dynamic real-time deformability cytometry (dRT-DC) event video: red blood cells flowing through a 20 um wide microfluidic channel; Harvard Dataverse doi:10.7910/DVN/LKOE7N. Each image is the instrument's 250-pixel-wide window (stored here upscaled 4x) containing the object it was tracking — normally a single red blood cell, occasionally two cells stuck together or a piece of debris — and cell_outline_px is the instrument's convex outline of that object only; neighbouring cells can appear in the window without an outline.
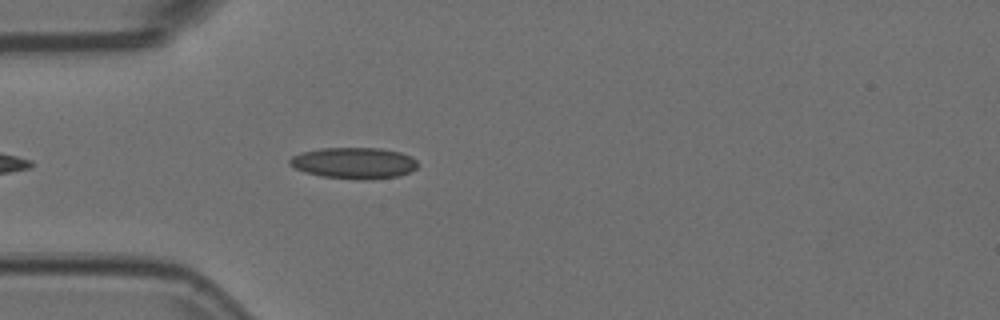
{"species": "Egyptian fruit bat (a non-hibernating species)", "species_latin": "Rousettus aegyptiacus", "temperature_condition": "room temperature", "stored_images_in_passage": 25, "camera_frame_rate_fps": 3000, "um_per_image_px": 0.085, "animal": {"sex": "female"}, "frame": {"image": 1, "passage_image": 5, "time_ms": 1.333, "image_size_px": [1000, 320], "cell_outline_px": [[420, 164], [412, 172], [396, 176], [372, 180], [360, 180], [320, 176], [304, 172], [288, 164], [288, 160], [292, 156], [300, 152], [320, 148], [380, 148], [400, 152], [412, 156]], "centroid_in_image_um": [30.1, 13.86], "position_along_channel_um": 54.9, "area_um2": 23.7}}
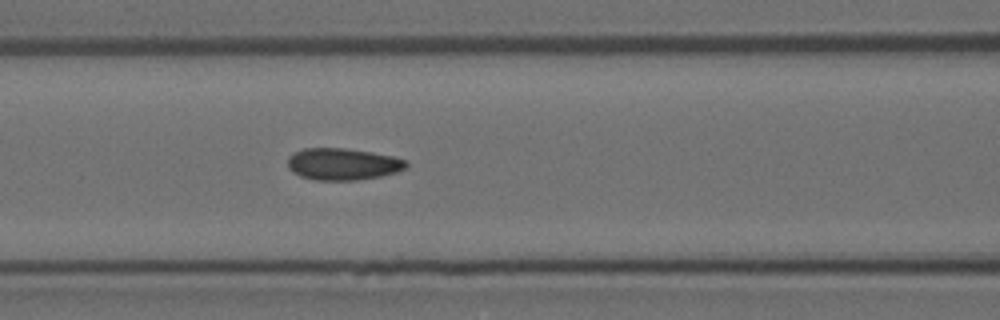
{"frame": {"image": 2, "passage_image": 12, "time_ms": 3.667, "image_size_px": [1000, 320], "cell_outline_px": [[408, 168], [396, 172], [380, 176], [356, 180], [316, 180], [300, 176], [292, 172], [288, 168], [288, 156], [304, 148], [344, 148], [372, 152], [392, 156], [408, 160]], "centroid_in_image_um": [29.15, 13.95], "position_along_channel_um": 137.4, "area_um2": 22.08}}
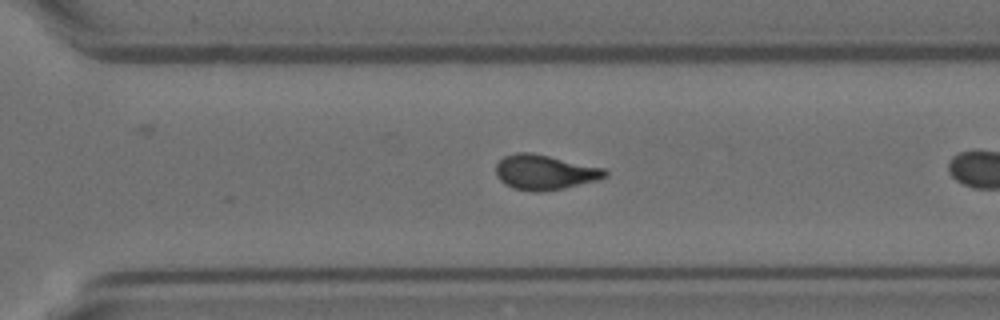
{"frame": {"image": 3, "passage_image": 24, "time_ms": 7.667, "image_size_px": [1000, 320], "cell_outline_px": [[608, 176], [596, 180], [564, 188], [536, 192], [512, 188], [504, 184], [496, 176], [496, 164], [504, 156], [516, 152], [532, 152], [604, 168], [608, 172]], "centroid_in_image_um": [46.27, 14.63], "position_along_channel_um": 324.3, "area_um2": 22.2}}